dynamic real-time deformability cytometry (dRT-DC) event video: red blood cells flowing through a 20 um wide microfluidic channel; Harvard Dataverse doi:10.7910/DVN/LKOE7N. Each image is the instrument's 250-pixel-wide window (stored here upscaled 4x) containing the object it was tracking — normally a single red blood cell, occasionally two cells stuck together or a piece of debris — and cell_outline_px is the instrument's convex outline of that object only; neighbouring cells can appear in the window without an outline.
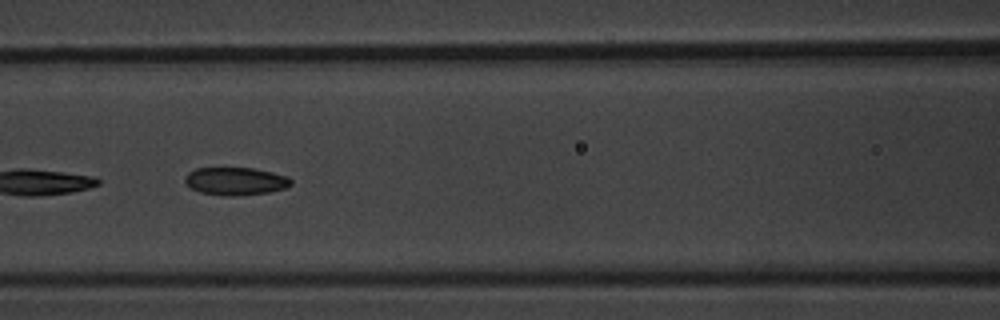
{"species": "common noctule bat (a hibernating species)", "species_latin": "Nyctalus noctula", "temperature_condition": "warm", "stored_images_in_passage": 10, "camera_frame_rate_fps": 3000, "um_per_image_px": 0.085, "animal": {"sex": "male", "body_mass_g": 20.1, "forearm_length_mm": 53.5}, "frame": {"image": 1, "passage_image": 7, "time_ms": 7.0, "image_size_px": [1000, 320], "cell_outline_px": [[292, 184], [288, 188], [268, 192], [232, 196], [224, 196], [200, 192], [192, 188], [184, 180], [184, 176], [188, 172], [196, 168], [252, 168], [272, 172], [288, 176], [292, 180]], "centroid_in_image_um": [20.04, 15.4], "position_along_channel_um": 146.6, "area_um2": 17.22}}
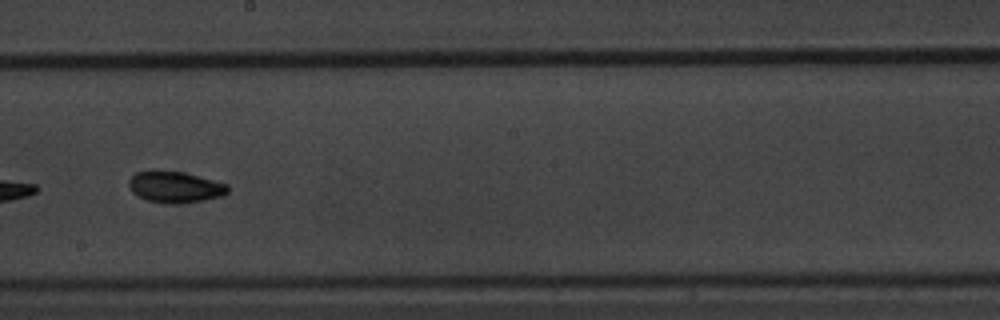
{"frame": {"image": 2, "passage_image": 9, "time_ms": 9.333, "image_size_px": [1000, 320], "cell_outline_px": [[228, 192], [220, 196], [204, 200], [180, 204], [168, 204], [148, 200], [136, 196], [128, 188], [128, 180], [136, 172], [152, 168], [184, 172], [228, 184]], "centroid_in_image_um": [14.81, 15.87], "position_along_channel_um": 233.4, "area_um2": 18.55}}
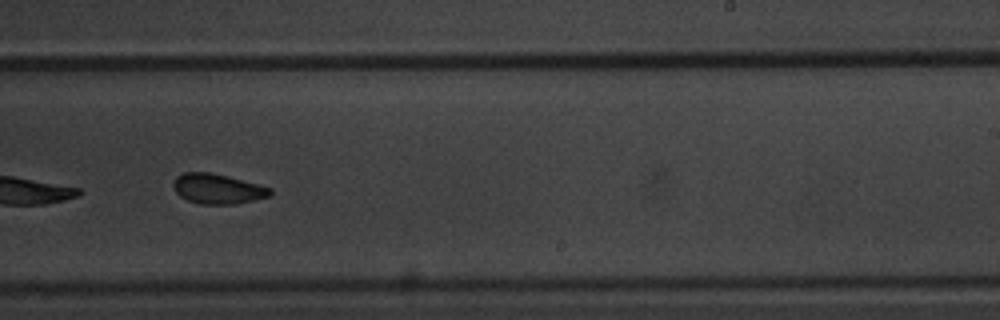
{"frame": {"image": 3, "passage_image": 10, "time_ms": 10.333, "image_size_px": [1000, 320], "cell_outline_px": [[272, 192], [268, 196], [236, 204], [200, 204], [188, 200], [180, 196], [172, 188], [172, 184], [176, 176], [184, 172], [208, 172], [228, 176], [272, 188]], "centroid_in_image_um": [18.45, 16.04], "position_along_channel_um": 270.5, "area_um2": 16.88}}